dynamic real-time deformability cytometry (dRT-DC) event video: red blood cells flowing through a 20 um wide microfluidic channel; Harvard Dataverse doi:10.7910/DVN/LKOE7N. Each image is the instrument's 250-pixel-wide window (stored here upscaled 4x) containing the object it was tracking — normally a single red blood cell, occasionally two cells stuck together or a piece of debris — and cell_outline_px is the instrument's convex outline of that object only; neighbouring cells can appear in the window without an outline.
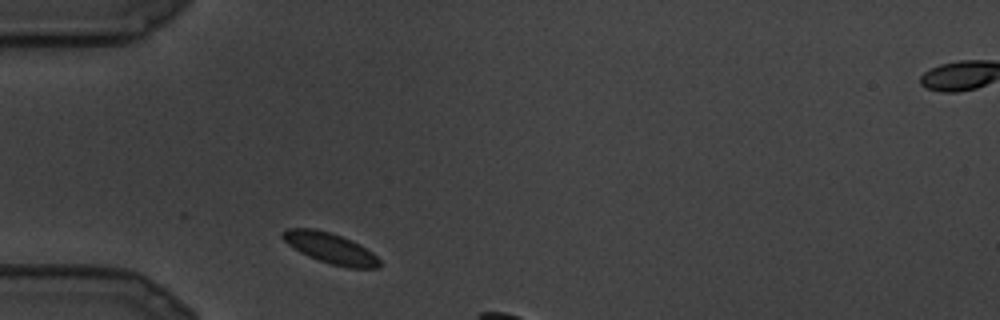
{"species": "common noctule bat (a hibernating species)", "species_latin": "Nyctalus noctula", "temperature_condition": "cold", "stored_images_in_passage": 3, "camera_frame_rate_fps": 3000, "um_per_image_px": 0.085, "animal": {"sex": "male", "body_mass_g": 19.5, "forearm_length_mm": 54.6}, "frame": {"image": 1, "passage_image": 1, "time_ms": 0.0, "image_size_px": [1000, 320], "cell_outline_px": [[380, 268], [348, 268], [332, 264], [308, 256], [300, 252], [288, 244], [280, 236], [280, 232], [288, 228], [312, 228], [328, 232], [340, 236], [360, 244], [372, 252], [380, 260]], "centroid_in_image_um": [28.07, 21.09], "position_along_channel_um": 56.9, "area_um2": 17.17}}